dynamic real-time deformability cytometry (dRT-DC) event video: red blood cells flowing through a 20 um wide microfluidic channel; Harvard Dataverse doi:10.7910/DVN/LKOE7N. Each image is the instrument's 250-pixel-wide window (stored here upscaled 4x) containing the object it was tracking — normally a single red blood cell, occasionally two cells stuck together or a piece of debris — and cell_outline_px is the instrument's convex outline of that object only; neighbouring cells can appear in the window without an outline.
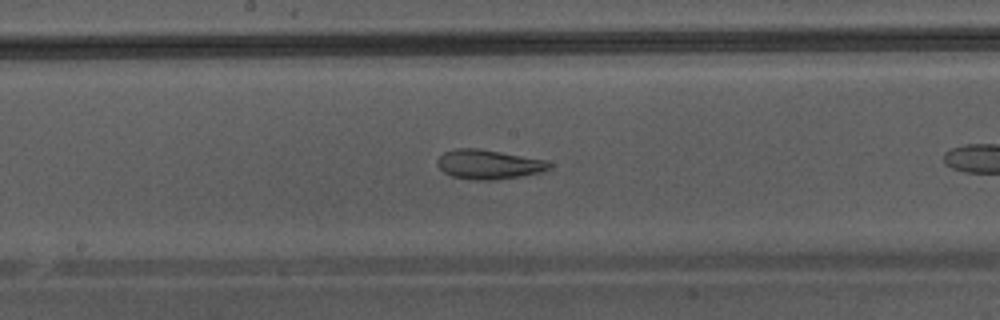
{"species": "Egyptian fruit bat (a non-hibernating species)", "species_latin": "Rousettus aegyptiacus", "temperature_condition": "warm", "stored_images_in_passage": 24, "camera_frame_rate_fps": 3000, "um_per_image_px": 0.085, "animal": {"sex": "male"}, "frame": {"image": 1, "passage_image": 11, "time_ms": 3.333, "image_size_px": [1000, 320], "cell_outline_px": [[552, 168], [540, 172], [520, 176], [496, 180], [476, 180], [452, 176], [444, 172], [436, 164], [436, 160], [444, 152], [456, 148], [476, 148], [548, 160], [552, 164]], "centroid_in_image_um": [41.54, 13.97], "position_along_channel_um": 206.7, "area_um2": 19.19}}
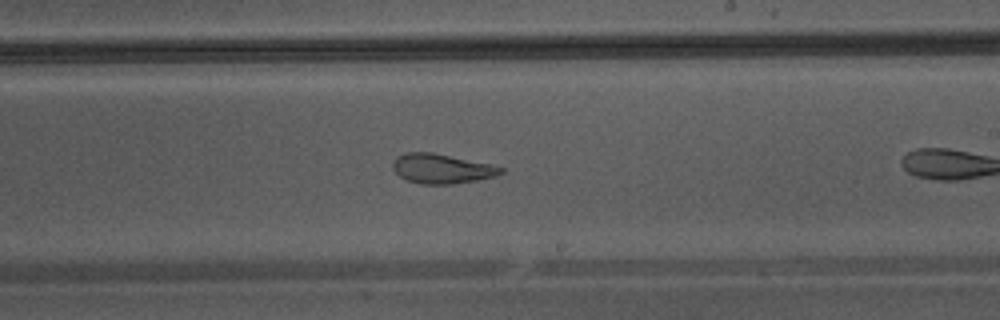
{"frame": {"image": 2, "passage_image": 14, "time_ms": 4.333, "image_size_px": [1000, 320], "cell_outline_px": [[504, 172], [492, 176], [476, 180], [452, 184], [420, 184], [404, 180], [392, 168], [392, 164], [396, 156], [404, 152], [432, 152], [488, 164], [504, 168]], "centroid_in_image_um": [37.46, 14.34], "position_along_channel_um": 251.5, "area_um2": 18.5}}